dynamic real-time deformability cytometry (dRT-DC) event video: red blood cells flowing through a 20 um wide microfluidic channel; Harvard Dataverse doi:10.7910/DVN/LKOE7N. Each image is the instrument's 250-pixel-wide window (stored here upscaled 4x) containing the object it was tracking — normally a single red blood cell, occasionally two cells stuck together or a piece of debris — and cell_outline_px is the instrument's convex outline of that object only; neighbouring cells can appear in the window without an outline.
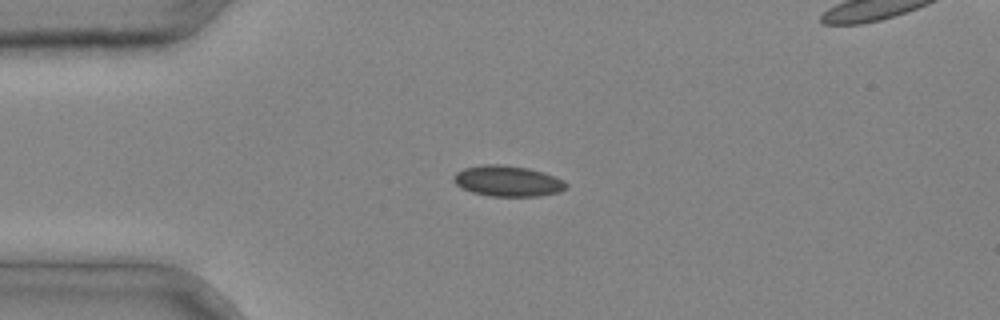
{"species": "common noctule bat (a hibernating species)", "species_latin": "Nyctalus noctula", "temperature_condition": "cold", "stored_images_in_passage": 3, "camera_frame_rate_fps": 3000, "um_per_image_px": 0.085, "animal": {"sex": "male", "body_mass_g": 20.4}, "frame": {"image": 1, "passage_image": 2, "time_ms": 0.333, "image_size_px": [1000, 320], "cell_outline_px": [[568, 184], [560, 192], [540, 196], [488, 196], [472, 192], [460, 188], [452, 180], [452, 176], [456, 172], [464, 168], [484, 164], [504, 164], [528, 168], [544, 172], [556, 176], [564, 180]], "centroid_in_image_um": [43.14, 15.38], "position_along_channel_um": 41.9, "area_um2": 20.46}}